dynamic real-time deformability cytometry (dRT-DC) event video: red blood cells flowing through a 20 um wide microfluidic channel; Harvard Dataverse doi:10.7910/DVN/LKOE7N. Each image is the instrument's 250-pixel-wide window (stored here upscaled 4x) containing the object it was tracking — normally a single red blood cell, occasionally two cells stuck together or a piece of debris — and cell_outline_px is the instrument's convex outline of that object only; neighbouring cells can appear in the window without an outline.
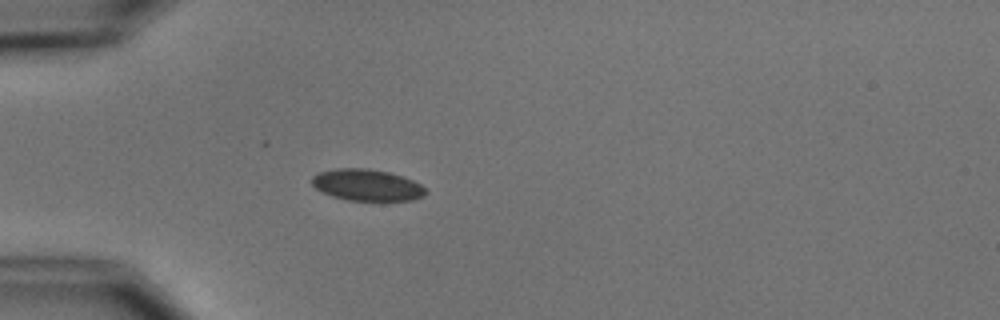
{"species": "common noctule bat (a hibernating species)", "species_latin": "Nyctalus noctula", "temperature_condition": "cold", "stored_images_in_passage": 1, "camera_frame_rate_fps": 3000, "um_per_image_px": 0.085, "animal": {"sex": "male", "body_mass_g": 15.6}, "frame": {"image": 1, "passage_image": 1, "time_ms": 0.0, "image_size_px": [1000, 320], "cell_outline_px": [[428, 192], [424, 196], [412, 200], [380, 204], [348, 200], [332, 196], [316, 188], [312, 184], [312, 176], [316, 172], [336, 168], [368, 168], [388, 172], [404, 176], [420, 184]], "centroid_in_image_um": [31.23, 15.77], "position_along_channel_um": 53.8, "area_um2": 21.85}}